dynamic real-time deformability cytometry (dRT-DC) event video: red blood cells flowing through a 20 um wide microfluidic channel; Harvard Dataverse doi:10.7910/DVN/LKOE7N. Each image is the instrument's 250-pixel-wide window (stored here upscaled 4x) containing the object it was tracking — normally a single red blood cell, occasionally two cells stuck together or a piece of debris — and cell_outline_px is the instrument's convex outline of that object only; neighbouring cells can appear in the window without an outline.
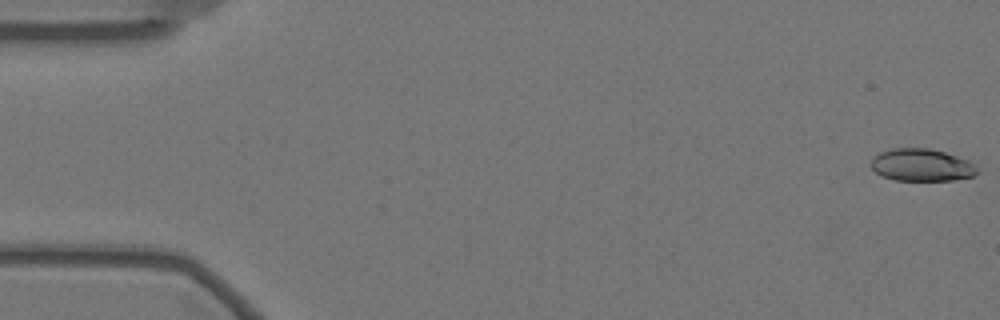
{"species": "Egyptian fruit bat (a non-hibernating species)", "species_latin": "Rousettus aegyptiacus", "temperature_condition": "warm", "stored_images_in_passage": 58, "camera_frame_rate_fps": 3000, "um_per_image_px": 0.085, "animal": {"sex": "female"}, "frame": {"image": 1, "passage_image": 1, "time_ms": 0.0, "image_size_px": [1000, 320], "cell_outline_px": [[980, 172], [972, 176], [952, 180], [892, 180], [876, 172], [872, 168], [872, 160], [880, 152], [892, 148], [928, 148], [944, 152], [968, 160], [976, 164], [980, 168]], "centroid_in_image_um": [78.39, 14.03], "position_along_channel_um": 6.6, "area_um2": 20.0}}
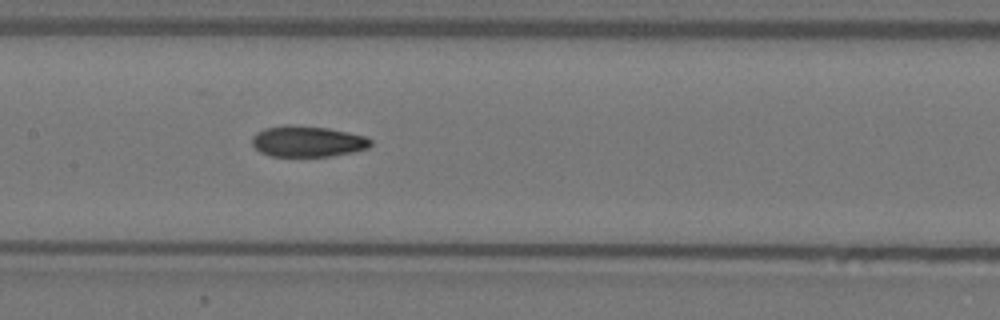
{"frame": {"image": 2, "passage_image": 28, "time_ms": 9.0, "image_size_px": [1000, 320], "cell_outline_px": [[372, 144], [368, 148], [352, 152], [328, 156], [272, 156], [260, 152], [252, 144], [252, 136], [256, 132], [264, 128], [284, 124], [288, 124], [328, 128], [368, 136], [372, 140]], "centroid_in_image_um": [26.14, 12.0], "position_along_channel_um": 181.3, "area_um2": 21.56}}
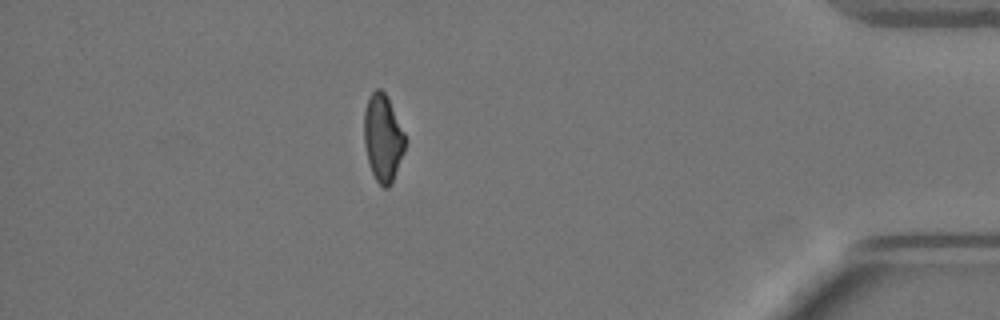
{"frame": {"image": 3, "passage_image": 51, "time_ms": 16.667, "image_size_px": [1000, 320], "cell_outline_px": [[404, 152], [392, 184], [388, 188], [384, 188], [376, 180], [372, 172], [368, 160], [364, 144], [364, 108], [372, 92], [376, 88], [380, 88], [384, 92], [404, 132]], "centroid_in_image_um": [32.53, 11.75], "position_along_channel_um": 402.7, "area_um2": 20.58}, "authors_computed_cell_mechanics": {"area_um2": 21.5016, "velocity_mm_per_s": 3.4839, "shape_relaxation_time_tau1_ms": null, "shape_relaxation_time_tau2_ms": 3.6413, "deformation_change_tau1": null, "deformation_change_tau2": 0.1002}}